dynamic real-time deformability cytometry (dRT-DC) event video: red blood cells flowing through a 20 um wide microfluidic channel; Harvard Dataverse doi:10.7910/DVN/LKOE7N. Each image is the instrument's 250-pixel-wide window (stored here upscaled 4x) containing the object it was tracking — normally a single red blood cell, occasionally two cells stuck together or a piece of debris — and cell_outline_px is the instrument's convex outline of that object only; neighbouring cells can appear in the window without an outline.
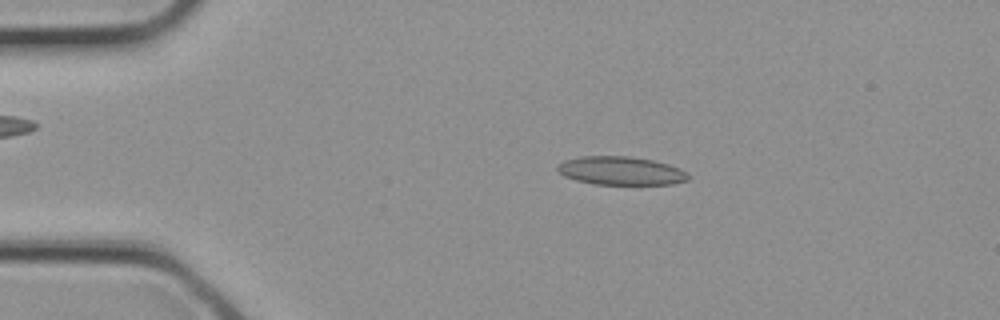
{"species": "common noctule bat (a hibernating species)", "species_latin": "Nyctalus noctula", "temperature_condition": "cold", "stored_images_in_passage": 2, "camera_frame_rate_fps": 3000, "um_per_image_px": 0.085, "animal": {"sex": "female", "body_mass_g": 21.9}, "frame": {"image": 1, "passage_image": 1, "time_ms": 0.0, "image_size_px": [1000, 320], "cell_outline_px": [[688, 180], [672, 184], [592, 184], [576, 180], [564, 176], [556, 168], [564, 160], [580, 156], [628, 156], [652, 160], [668, 164], [680, 168], [688, 176]], "centroid_in_image_um": [52.75, 14.51], "position_along_channel_um": 32.3, "area_um2": 21.5}}